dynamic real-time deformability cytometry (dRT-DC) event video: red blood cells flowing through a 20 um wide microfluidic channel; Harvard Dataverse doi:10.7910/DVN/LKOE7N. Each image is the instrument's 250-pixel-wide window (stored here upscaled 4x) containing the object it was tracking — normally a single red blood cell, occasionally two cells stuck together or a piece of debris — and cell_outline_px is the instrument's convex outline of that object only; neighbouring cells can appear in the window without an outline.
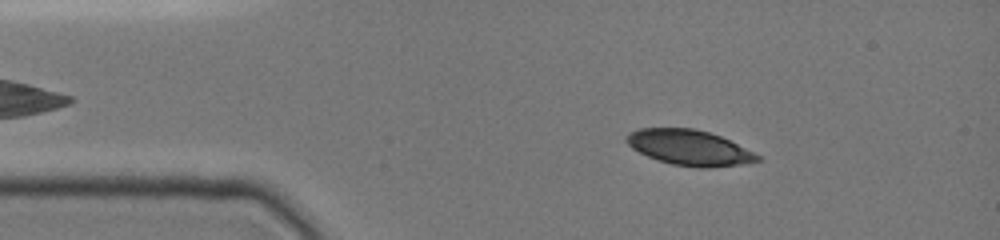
{"species": "common noctule bat (a hibernating species)", "species_latin": "Nyctalus noctula", "temperature_condition": "cold", "stored_images_in_passage": 10, "camera_frame_rate_fps": 3000, "um_per_image_px": 0.085, "animal": {"sex": "female", "body_mass_g": 19.0, "forearm_length_mm": 51.5}, "frame": {"image": 1, "passage_image": 5, "time_ms": 1.667, "image_size_px": [1000, 240], "cell_outline_px": [[760, 160], [740, 164], [708, 168], [696, 168], [672, 164], [648, 156], [632, 148], [624, 140], [632, 132], [640, 128], [692, 128], [708, 132], [720, 136], [760, 156]], "centroid_in_image_um": [58.57, 12.55], "position_along_channel_um": 26.4, "area_um2": 26.47}}
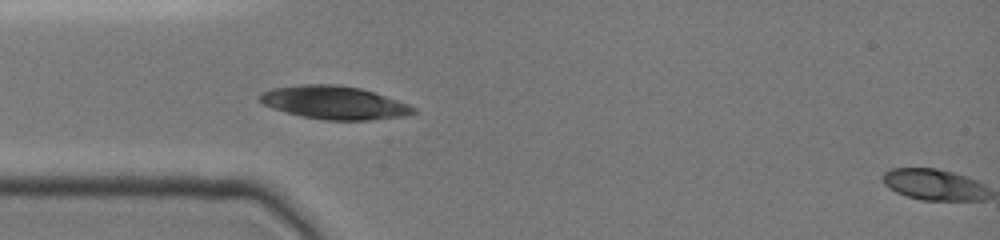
{"frame": {"image": 2, "passage_image": 9, "time_ms": 3.667, "image_size_px": [1000, 240], "cell_outline_px": [[416, 112], [404, 116], [372, 120], [324, 120], [300, 116], [272, 108], [256, 100], [256, 96], [272, 88], [300, 84], [336, 84], [360, 88], [408, 104], [416, 108]], "centroid_in_image_um": [28.36, 8.72], "position_along_channel_um": 56.6, "area_um2": 29.71}}